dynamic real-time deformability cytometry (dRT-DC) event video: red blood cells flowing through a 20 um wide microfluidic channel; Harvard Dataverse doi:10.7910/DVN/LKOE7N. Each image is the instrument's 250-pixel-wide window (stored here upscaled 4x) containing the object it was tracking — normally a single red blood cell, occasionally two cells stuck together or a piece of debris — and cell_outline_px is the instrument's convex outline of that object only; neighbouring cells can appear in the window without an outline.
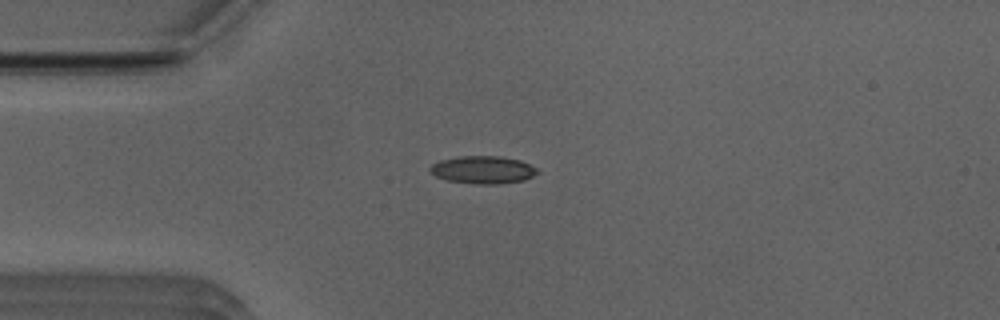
{"species": "Egyptian fruit bat (a non-hibernating species)", "species_latin": "Rousettus aegyptiacus", "temperature_condition": "room temperature", "stored_images_in_passage": 20, "camera_frame_rate_fps": 3000, "um_per_image_px": 0.085, "animal": {"sex": "male"}, "frame": {"image": 1, "passage_image": 1, "time_ms": 0.0, "image_size_px": [1000, 320], "cell_outline_px": [[540, 172], [524, 180], [500, 184], [476, 184], [448, 180], [436, 176], [428, 168], [432, 164], [440, 160], [460, 156], [500, 156], [520, 160], [536, 168]], "centroid_in_image_um": [41.06, 14.43], "position_along_channel_um": 43.9, "area_um2": 17.22}}
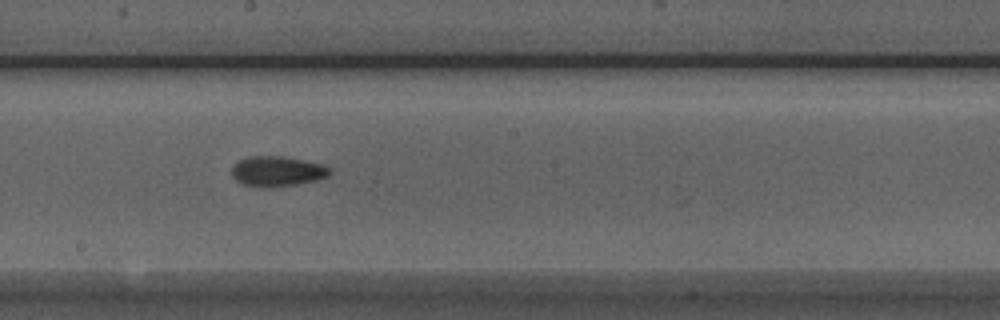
{"frame": {"image": 2, "passage_image": 16, "time_ms": 5.0, "image_size_px": [1000, 320], "cell_outline_px": [[332, 172], [328, 176], [316, 180], [296, 184], [264, 188], [260, 188], [244, 184], [236, 180], [232, 176], [232, 164], [248, 156], [280, 156], [320, 164], [332, 168]], "centroid_in_image_um": [23.53, 14.57], "position_along_channel_um": 224.7, "area_um2": 17.17}}
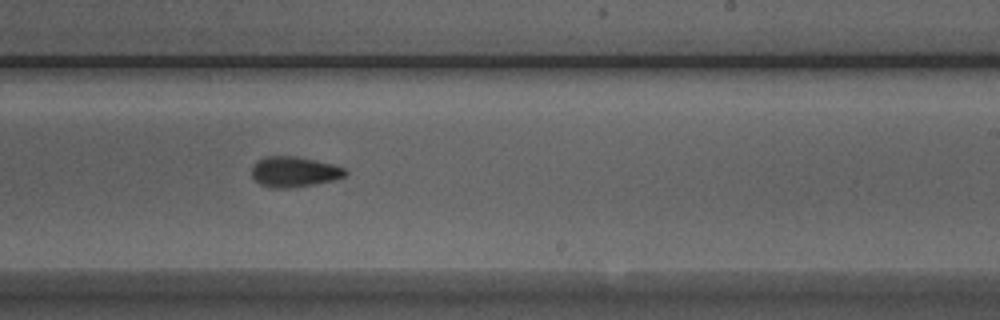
{"frame": {"image": 3, "passage_image": 19, "time_ms": 6.0, "image_size_px": [1000, 320], "cell_outline_px": [[348, 172], [344, 176], [336, 180], [292, 188], [268, 188], [260, 184], [252, 176], [252, 168], [264, 156], [292, 156], [332, 164], [344, 168]], "centroid_in_image_um": [25.01, 14.62], "position_along_channel_um": 264.0, "area_um2": 16.42}}